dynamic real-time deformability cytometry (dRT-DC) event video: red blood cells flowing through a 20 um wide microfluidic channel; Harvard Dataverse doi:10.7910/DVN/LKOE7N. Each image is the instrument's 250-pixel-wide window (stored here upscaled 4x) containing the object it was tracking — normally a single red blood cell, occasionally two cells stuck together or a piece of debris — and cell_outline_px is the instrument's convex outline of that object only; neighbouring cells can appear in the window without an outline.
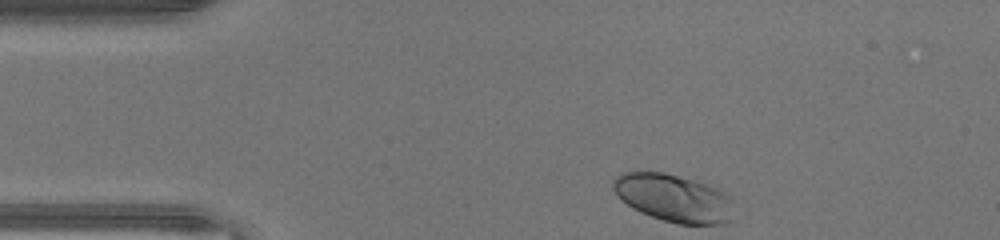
{"species": "human", "species_latin": "Homo sapiens", "temperature_condition": "warm", "stored_images_in_passage": 32, "camera_frame_rate_fps": 3000, "um_per_image_px": 0.085, "donor": {"sex": "male"}, "frame": {"image": 1, "passage_image": 1, "time_ms": 0.0, "image_size_px": [1000, 240], "cell_outline_px": [[732, 220], [724, 224], [676, 224], [640, 212], [632, 208], [612, 188], [612, 180], [616, 176], [624, 172], [664, 172], [692, 180], [716, 188], [728, 196]], "centroid_in_image_um": [57.22, 16.84], "position_along_channel_um": 27.8, "area_um2": 32.89}}
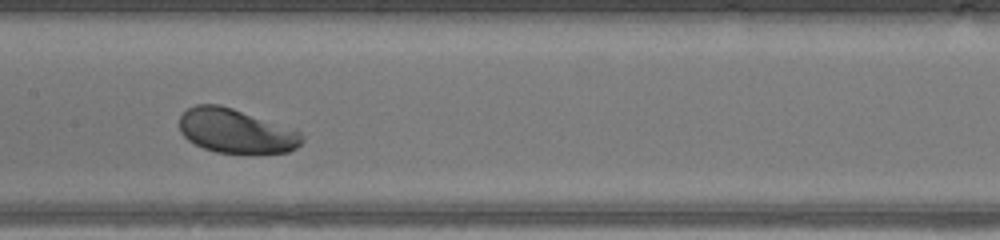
{"frame": {"image": 2, "passage_image": 16, "time_ms": 5.0, "image_size_px": [1000, 240], "cell_outline_px": [[304, 140], [296, 148], [288, 152], [216, 152], [204, 148], [188, 140], [180, 132], [180, 116], [188, 108], [196, 104], [220, 104], [232, 108], [300, 132], [304, 136]], "centroid_in_image_um": [20.02, 11.12], "position_along_channel_um": 187.4, "area_um2": 30.92}}
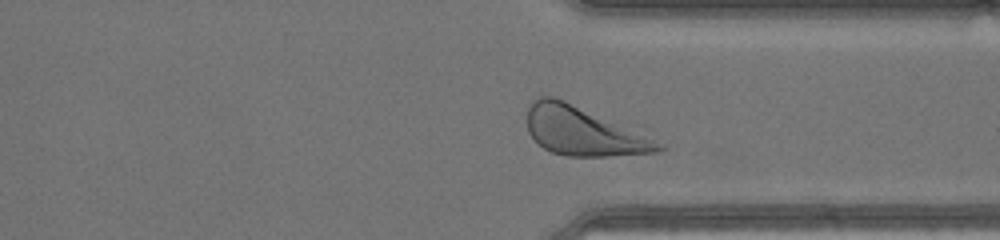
{"frame": {"image": 3, "passage_image": 28, "time_ms": 9.0, "image_size_px": [1000, 240], "cell_outline_px": [[664, 148], [656, 152], [608, 156], [568, 156], [552, 152], [544, 148], [528, 132], [528, 108], [532, 100], [540, 96], [552, 96], [564, 100], [652, 140]], "centroid_in_image_um": [49.43, 11.16], "position_along_channel_um": 362.0, "area_um2": 35.55}, "authors_computed_cell_mechanics": {"area_um2": 32.3391, "velocity_mm_per_s": 4.3887, "shape_relaxation_time_tau1_ms": 0.5812, "shape_relaxation_time_tau2_ms": null, "deformation_change_tau1": 0.0927, "deformation_change_tau2": null}}